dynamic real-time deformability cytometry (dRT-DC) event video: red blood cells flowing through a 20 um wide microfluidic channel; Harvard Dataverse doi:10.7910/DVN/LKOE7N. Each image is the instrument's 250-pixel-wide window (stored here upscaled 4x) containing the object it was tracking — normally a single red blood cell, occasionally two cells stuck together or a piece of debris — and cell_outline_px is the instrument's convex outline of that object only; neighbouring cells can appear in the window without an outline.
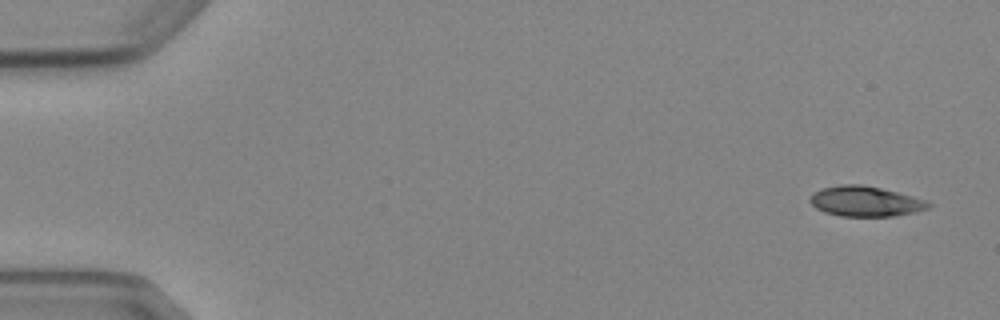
{"species": "Egyptian fruit bat (a non-hibernating species)", "species_latin": "Rousettus aegyptiacus", "temperature_condition": "cold", "stored_images_in_passage": 6, "segment_of_instrument_passage": [1, 2], "camera_frame_rate_fps": 3000, "um_per_image_px": 0.085, "animal": {"sex": "female"}, "frame": {"image": 1, "passage_image": 1, "time_ms": 0.0, "image_size_px": [1000, 320], "cell_outline_px": [[932, 208], [916, 212], [892, 216], [840, 216], [824, 212], [816, 208], [808, 200], [812, 192], [820, 188], [840, 184], [860, 184], [880, 188], [928, 200], [932, 204]], "centroid_in_image_um": [73.55, 17.11], "position_along_channel_um": 11.4, "area_um2": 21.1}}
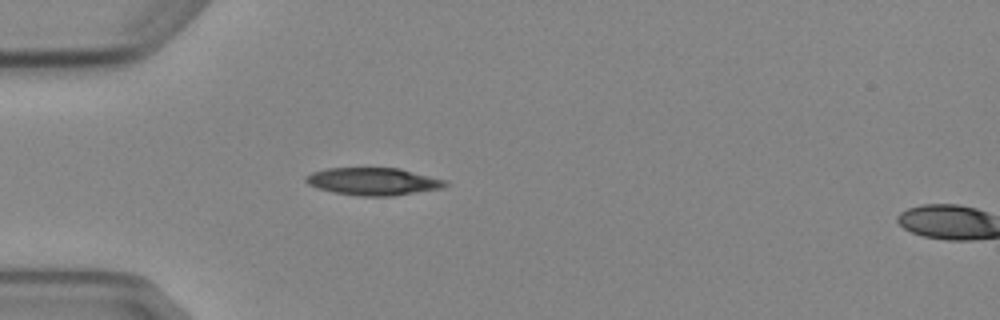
{"frame": {"image": 2, "passage_image": 5, "time_ms": 4.333, "image_size_px": [1000, 320], "cell_outline_px": [[448, 184], [444, 188], [392, 196], [360, 196], [336, 192], [316, 188], [308, 184], [304, 180], [304, 176], [312, 172], [328, 168], [400, 168], [444, 180]], "centroid_in_image_um": [31.7, 15.42], "position_along_channel_um": 53.3, "area_um2": 22.25}}